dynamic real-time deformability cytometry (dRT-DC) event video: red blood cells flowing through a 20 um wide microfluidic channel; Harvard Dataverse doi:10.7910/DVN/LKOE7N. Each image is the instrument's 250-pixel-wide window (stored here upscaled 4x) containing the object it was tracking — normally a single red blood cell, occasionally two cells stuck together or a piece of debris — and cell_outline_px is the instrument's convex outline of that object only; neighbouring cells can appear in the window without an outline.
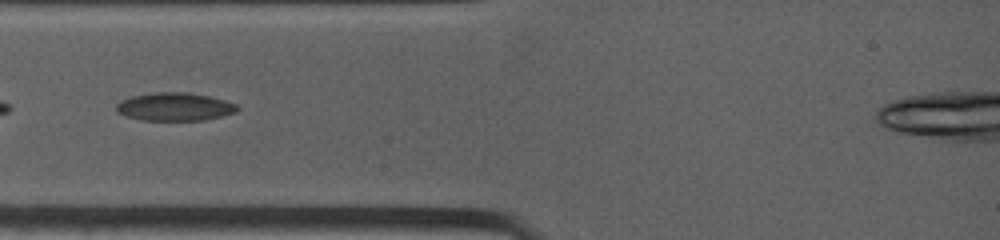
{"species": "common noctule bat (a hibernating species)", "species_latin": "Nyctalus noctula", "temperature_condition": "warm", "stored_images_in_passage": 11, "camera_frame_rate_fps": 4500, "um_per_image_px": 0.085, "animal": {"sex": "female", "body_mass_g": 19.0, "forearm_length_mm": 53.3}, "frame": {"image": 1, "passage_image": 4, "time_ms": 1.333, "image_size_px": [1000, 240], "cell_outline_px": [[240, 108], [236, 112], [204, 120], [140, 120], [116, 112], [116, 104], [120, 100], [132, 96], [152, 92], [188, 92], [208, 96], [224, 100], [236, 104]], "centroid_in_image_um": [14.83, 9.06], "position_along_channel_um": 70.2, "area_um2": 19.83}}
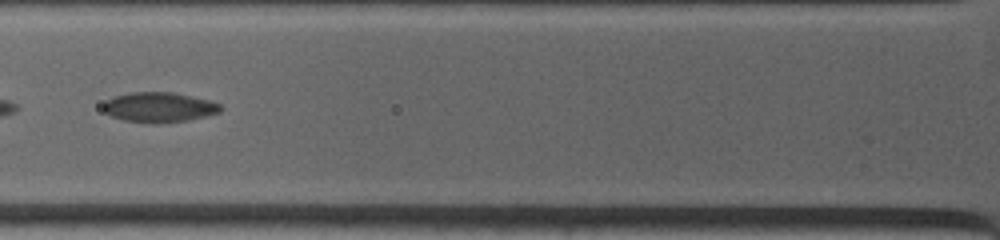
{"frame": {"image": 2, "passage_image": 7, "time_ms": 2.444, "image_size_px": [1000, 240], "cell_outline_px": [[224, 108], [220, 112], [188, 120], [156, 124], [152, 124], [124, 120], [112, 116], [104, 112], [104, 104], [112, 96], [132, 92], [172, 92], [208, 100], [220, 104]], "centroid_in_image_um": [13.52, 9.12], "position_along_channel_um": 112.3, "area_um2": 20.46}}
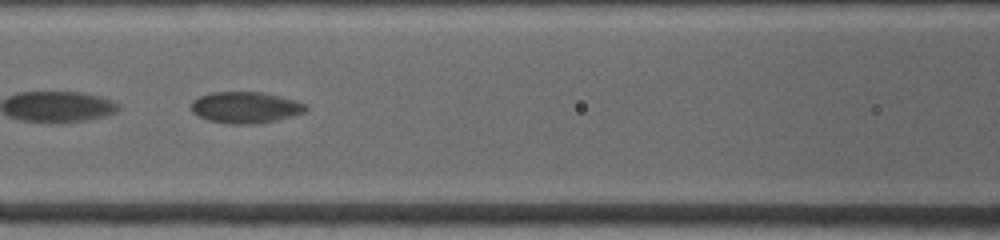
{"frame": {"image": 3, "passage_image": 10, "time_ms": 3.333, "image_size_px": [1000, 240], "cell_outline_px": [[308, 108], [304, 112], [276, 120], [256, 124], [228, 124], [208, 120], [196, 116], [188, 108], [192, 100], [200, 96], [212, 92], [264, 92], [296, 100], [308, 104]], "centroid_in_image_um": [20.82, 9.13], "position_along_channel_um": 145.8, "area_um2": 21.27}}